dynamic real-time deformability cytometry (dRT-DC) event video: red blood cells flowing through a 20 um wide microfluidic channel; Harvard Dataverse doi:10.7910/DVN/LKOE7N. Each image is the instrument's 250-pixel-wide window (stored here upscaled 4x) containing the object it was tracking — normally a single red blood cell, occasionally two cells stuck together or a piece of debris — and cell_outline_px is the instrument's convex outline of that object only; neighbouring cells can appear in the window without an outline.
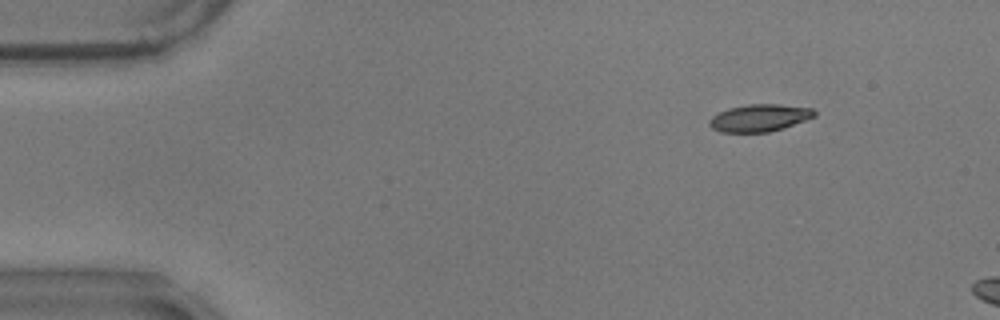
{"species": "common noctule bat (a hibernating species)", "species_latin": "Nyctalus noctula", "temperature_condition": "warm", "stored_images_in_passage": 6, "camera_frame_rate_fps": 3000, "um_per_image_px": 0.085, "animal": {"sex": "male", "body_mass_g": 17.9}, "frame": {"image": 1, "passage_image": 1, "time_ms": 0.0, "image_size_px": [1000, 320], "cell_outline_px": [[816, 116], [784, 128], [768, 132], [720, 132], [712, 128], [708, 124], [708, 120], [712, 116], [728, 108], [748, 104], [780, 104], [812, 108], [816, 112]], "centroid_in_image_um": [64.55, 10.02], "position_along_channel_um": 20.4, "area_um2": 16.76}}